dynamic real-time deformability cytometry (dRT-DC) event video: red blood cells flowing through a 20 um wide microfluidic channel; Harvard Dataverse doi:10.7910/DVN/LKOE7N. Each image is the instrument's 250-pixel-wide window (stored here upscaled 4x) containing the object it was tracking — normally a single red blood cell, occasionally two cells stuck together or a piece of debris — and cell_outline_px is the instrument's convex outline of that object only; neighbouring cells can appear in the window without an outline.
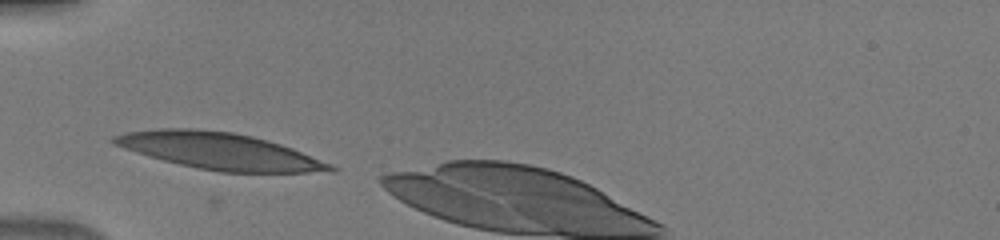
{"species": "human", "species_latin": "Homo sapiens", "temperature_condition": "warm", "stored_images_in_passage": 30, "camera_frame_rate_fps": 3000, "um_per_image_px": 0.085, "donor": {"sex": "male"}, "frame": {"image": 1, "passage_image": 1, "time_ms": 0.0, "image_size_px": [1000, 240], "cell_outline_px": [[336, 172], [220, 172], [196, 168], [164, 160], [136, 152], [112, 144], [108, 140], [112, 136], [124, 132], [160, 128], [196, 128], [232, 132], [252, 136], [280, 144], [292, 148], [332, 164], [336, 168]], "centroid_in_image_um": [18.63, 12.83], "position_along_channel_um": 66.4, "area_um2": 46.12}}